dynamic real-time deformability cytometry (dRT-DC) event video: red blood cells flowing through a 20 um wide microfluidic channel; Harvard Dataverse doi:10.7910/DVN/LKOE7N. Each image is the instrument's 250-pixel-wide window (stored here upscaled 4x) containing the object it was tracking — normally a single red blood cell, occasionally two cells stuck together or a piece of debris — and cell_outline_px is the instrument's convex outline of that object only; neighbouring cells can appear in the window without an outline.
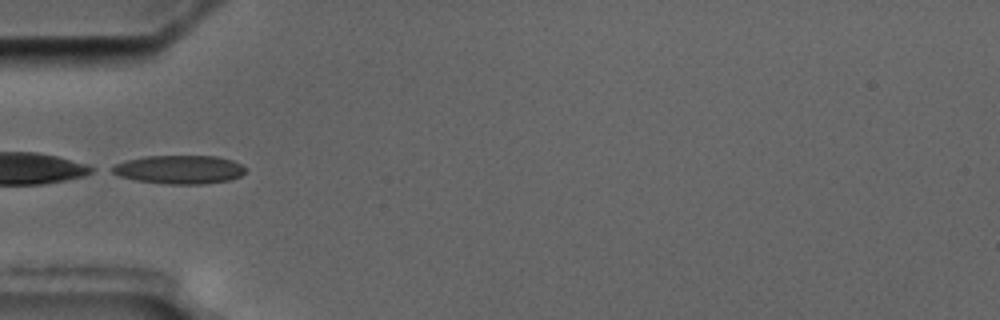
{"species": "common noctule bat (a hibernating species)", "species_latin": "Nyctalus noctula", "temperature_condition": "cold", "stored_images_in_passage": 7, "camera_frame_rate_fps": 3000, "um_per_image_px": 0.085, "animal": {"sex": "male", "body_mass_g": 17.5, "forearm_length_mm": 52.3}, "frame": {"image": 1, "passage_image": 5, "time_ms": 6.0, "image_size_px": [1000, 320], "cell_outline_px": [[248, 168], [240, 176], [228, 180], [204, 184], [168, 184], [136, 180], [120, 176], [112, 172], [108, 168], [124, 160], [144, 156], [216, 156], [232, 160]], "centroid_in_image_um": [15.23, 14.4], "position_along_channel_um": 69.8, "area_um2": 22.25}}